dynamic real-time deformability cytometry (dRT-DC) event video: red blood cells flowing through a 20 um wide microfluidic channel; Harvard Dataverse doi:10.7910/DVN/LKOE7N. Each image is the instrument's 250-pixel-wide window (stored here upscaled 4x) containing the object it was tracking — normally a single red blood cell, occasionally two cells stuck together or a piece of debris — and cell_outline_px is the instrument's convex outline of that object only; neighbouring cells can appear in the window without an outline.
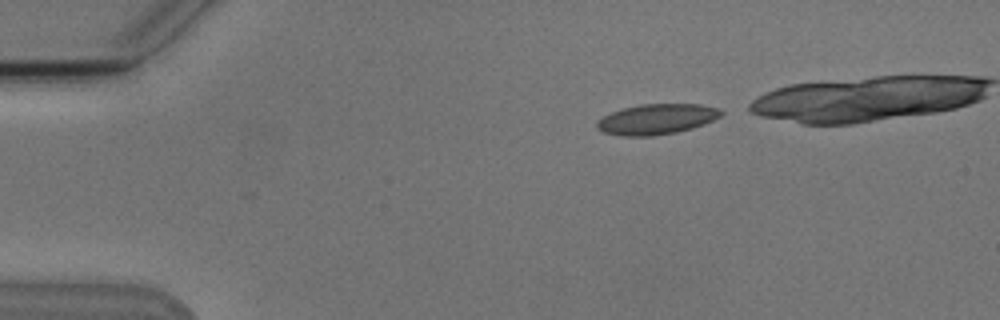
{"species": "Egyptian fruit bat (a non-hibernating species)", "species_latin": "Rousettus aegyptiacus", "temperature_condition": "cold", "stored_images_in_passage": 7, "camera_frame_rate_fps": 3000, "um_per_image_px": 0.085, "animal": {"sex": "male"}, "frame": {"image": 1, "passage_image": 1, "time_ms": 0.0, "image_size_px": [1000, 320], "cell_outline_px": [[724, 112], [720, 116], [704, 124], [692, 128], [676, 132], [652, 136], [624, 136], [604, 132], [596, 128], [596, 120], [612, 112], [624, 108], [640, 104], [700, 104], [720, 108]], "centroid_in_image_um": [55.82, 10.12], "position_along_channel_um": 29.2, "area_um2": 21.96}}
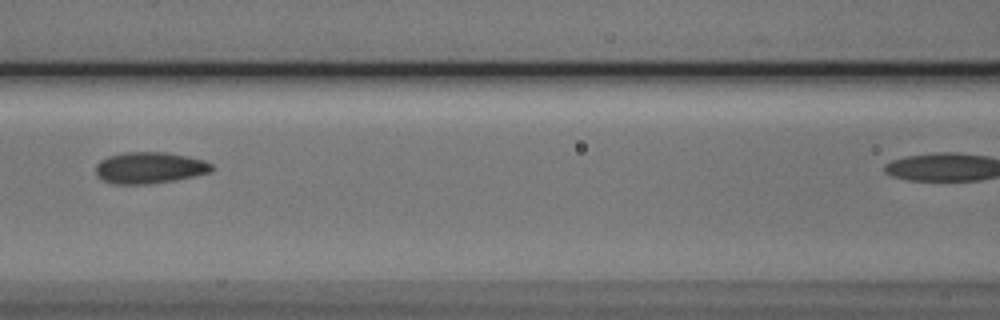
{"frame": {"image": 2, "passage_image": 5, "time_ms": 5.0, "image_size_px": [1000, 320], "cell_outline_px": [[216, 168], [212, 172], [176, 180], [148, 184], [112, 184], [100, 180], [96, 176], [96, 164], [100, 160], [108, 156], [124, 152], [164, 152], [204, 160], [212, 164]], "centroid_in_image_um": [12.69, 14.27], "position_along_channel_um": 153.9, "area_um2": 21.5}}
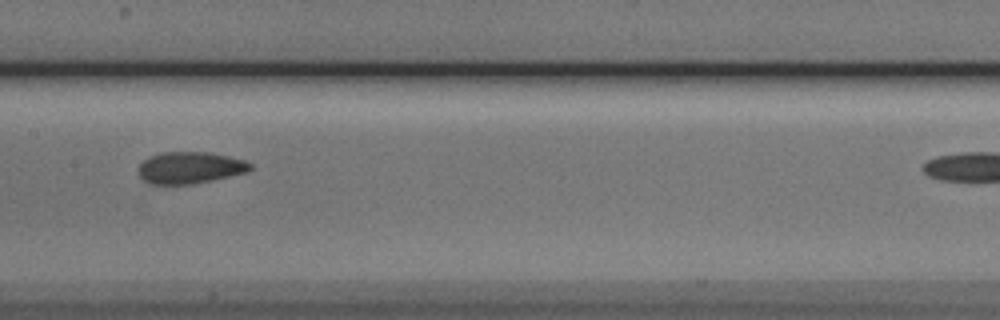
{"frame": {"image": 3, "passage_image": 6, "time_ms": 6.0, "image_size_px": [1000, 320], "cell_outline_px": [[252, 168], [248, 172], [212, 180], [192, 184], [148, 184], [140, 176], [140, 164], [148, 156], [160, 152], [212, 152], [244, 160], [252, 164]], "centroid_in_image_um": [16.16, 14.24], "position_along_channel_um": 191.2, "area_um2": 20.75}}